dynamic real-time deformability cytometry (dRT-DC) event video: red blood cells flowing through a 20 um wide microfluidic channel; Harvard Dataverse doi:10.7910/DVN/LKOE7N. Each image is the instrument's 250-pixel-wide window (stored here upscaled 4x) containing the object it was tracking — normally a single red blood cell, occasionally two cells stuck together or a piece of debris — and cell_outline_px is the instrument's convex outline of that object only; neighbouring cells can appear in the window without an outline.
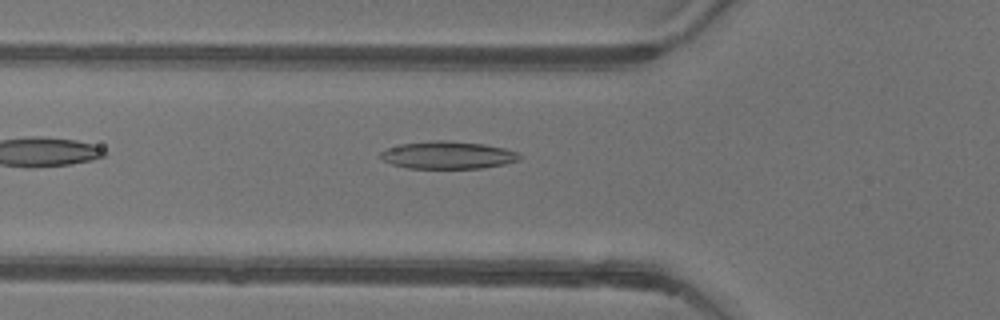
{"species": "common noctule bat (a hibernating species)", "species_latin": "Nyctalus noctula", "temperature_condition": "warm", "stored_images_in_passage": 37, "camera_frame_rate_fps": 3000, "um_per_image_px": 0.085, "animal": {"sex": "female"}, "frame": {"image": 1, "passage_image": 4, "time_ms": 1.0, "image_size_px": [1000, 320], "cell_outline_px": [[520, 160], [504, 164], [484, 168], [408, 168], [392, 164], [384, 160], [380, 156], [380, 152], [388, 148], [404, 144], [432, 140], [444, 140], [484, 144], [504, 148], [516, 152], [520, 156]], "centroid_in_image_um": [38.08, 13.18], "position_along_channel_um": 87.7, "area_um2": 22.08}}
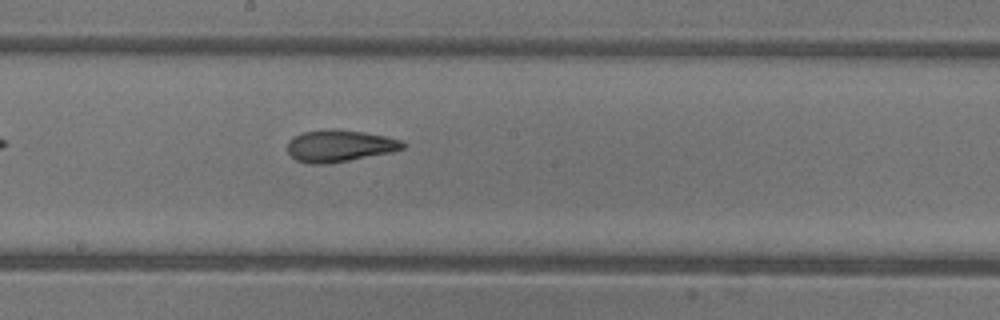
{"frame": {"image": 2, "passage_image": 14, "time_ms": 4.333, "image_size_px": [1000, 320], "cell_outline_px": [[408, 144], [404, 148], [392, 152], [348, 160], [324, 164], [312, 164], [296, 160], [288, 152], [288, 140], [292, 136], [304, 132], [328, 128], [336, 128], [364, 132], [404, 140]], "centroid_in_image_um": [28.88, 12.38], "position_along_channel_um": 219.3, "area_um2": 21.62}}
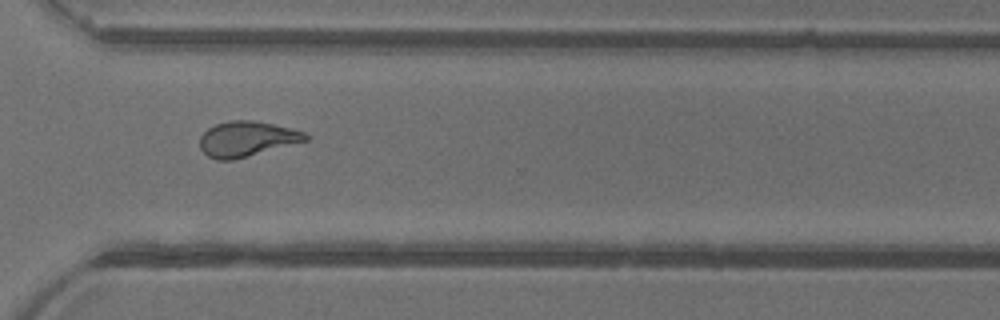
{"frame": {"image": 3, "passage_image": 24, "time_ms": 7.667, "image_size_px": [1000, 320], "cell_outline_px": [[308, 140], [232, 160], [216, 160], [208, 156], [200, 148], [200, 136], [208, 128], [216, 124], [228, 120], [252, 120], [272, 124], [304, 132], [308, 136]], "centroid_in_image_um": [20.93, 11.8], "position_along_channel_um": 349.7, "area_um2": 21.39}, "authors_computed_cell_mechanics": {"area_um2": 21.675, "velocity_mm_per_s": 3.9241, "shape_relaxation_time_tau1_ms": 8.2262, "shape_relaxation_time_tau2_ms": 1.986, "deformation_change_tau1": 0.2538, "deformation_change_tau2": 0.0914}}